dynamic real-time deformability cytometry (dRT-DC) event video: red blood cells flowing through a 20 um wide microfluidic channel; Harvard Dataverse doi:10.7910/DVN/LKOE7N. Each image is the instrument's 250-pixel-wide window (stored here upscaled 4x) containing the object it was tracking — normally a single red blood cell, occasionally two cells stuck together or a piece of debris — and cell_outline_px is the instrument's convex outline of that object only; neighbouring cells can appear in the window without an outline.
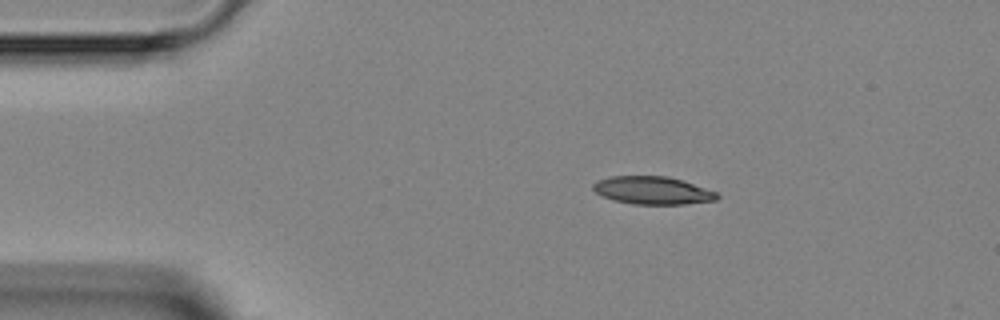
{"species": "Egyptian fruit bat (a non-hibernating species)", "species_latin": "Rousettus aegyptiacus", "temperature_condition": "room temperature", "stored_images_in_passage": 2, "camera_frame_rate_fps": 3000, "um_per_image_px": 0.085, "animal": {"sex": "female"}, "frame": {"image": 1, "passage_image": 1, "time_ms": 0.0, "image_size_px": [1000, 320], "cell_outline_px": [[720, 196], [716, 200], [684, 204], [632, 204], [612, 200], [596, 192], [592, 188], [592, 184], [596, 180], [608, 176], [668, 176], [684, 180], [716, 192]], "centroid_in_image_um": [55.45, 16.17], "position_along_channel_um": 29.6, "area_um2": 20.23}}